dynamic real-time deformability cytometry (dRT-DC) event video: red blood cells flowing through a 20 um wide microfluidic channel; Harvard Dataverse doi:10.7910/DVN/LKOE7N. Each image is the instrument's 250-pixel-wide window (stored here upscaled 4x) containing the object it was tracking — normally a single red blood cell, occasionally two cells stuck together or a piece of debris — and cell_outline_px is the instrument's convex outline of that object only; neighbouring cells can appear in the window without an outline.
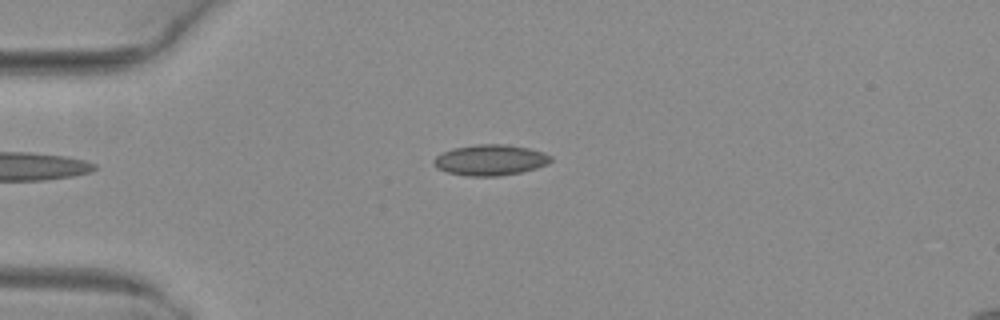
{"species": "common noctule bat (a hibernating species)", "species_latin": "Nyctalus noctula", "temperature_condition": "warm", "stored_images_in_passage": 4, "camera_frame_rate_fps": 3000, "um_per_image_px": 0.085, "animal": {"sex": "female", "body_mass_g": 29.2, "forearm_length_mm": 56.3}, "frame": {"image": 1, "passage_image": 1, "time_ms": 0.0, "image_size_px": [1000, 320], "cell_outline_px": [[552, 160], [548, 164], [536, 168], [520, 172], [500, 176], [468, 176], [448, 172], [436, 168], [432, 164], [432, 160], [436, 156], [452, 148], [476, 144], [508, 144], [528, 148], [544, 152], [552, 156]], "centroid_in_image_um": [41.67, 13.59], "position_along_channel_um": 43.3, "area_um2": 21.15}}
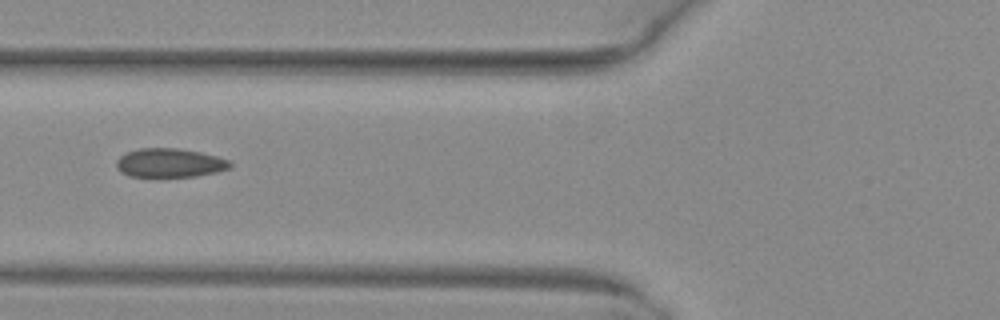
{"frame": {"image": 2, "passage_image": 3, "time_ms": 0.667, "image_size_px": [1000, 320], "cell_outline_px": [[232, 164], [228, 168], [216, 172], [196, 176], [128, 176], [120, 172], [116, 164], [116, 160], [120, 156], [128, 152], [140, 148], [176, 148], [200, 152], [216, 156], [228, 160]], "centroid_in_image_um": [14.4, 13.84], "position_along_channel_um": 111.4, "area_um2": 18.9}}
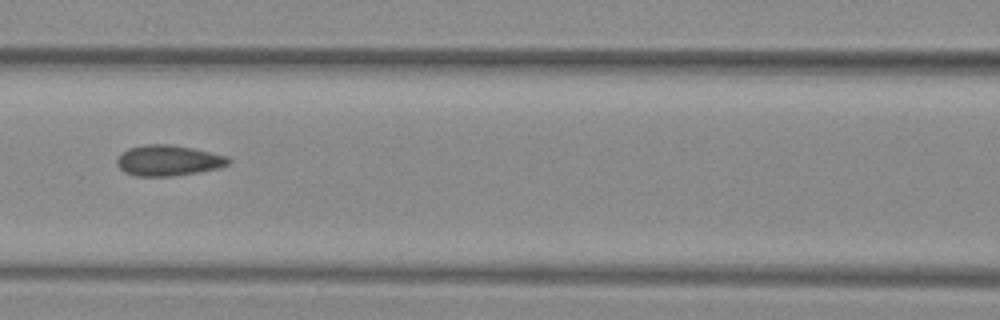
{"frame": {"image": 3, "passage_image": 4, "time_ms": 1.0, "image_size_px": [1000, 320], "cell_outline_px": [[232, 160], [228, 164], [220, 168], [172, 176], [136, 176], [124, 172], [116, 164], [116, 160], [128, 148], [144, 144], [168, 144], [192, 148], [228, 156]], "centroid_in_image_um": [14.31, 13.64], "position_along_channel_um": 152.3, "area_um2": 19.88}}